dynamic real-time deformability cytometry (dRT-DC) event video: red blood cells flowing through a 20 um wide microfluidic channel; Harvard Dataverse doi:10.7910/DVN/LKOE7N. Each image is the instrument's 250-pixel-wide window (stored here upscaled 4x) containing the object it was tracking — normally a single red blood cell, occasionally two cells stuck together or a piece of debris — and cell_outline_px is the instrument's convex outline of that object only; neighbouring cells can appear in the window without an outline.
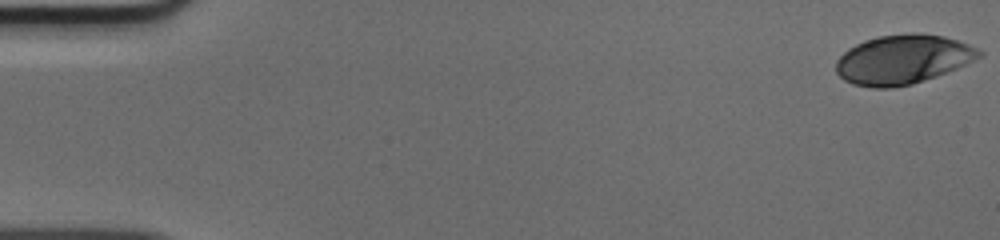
{"species": "human", "species_latin": "Homo sapiens", "temperature_condition": "cold", "stored_images_in_passage": 18, "camera_frame_rate_fps": 3000, "um_per_image_px": 0.085, "donor": {"sex": "male"}, "frame": {"image": 1, "passage_image": 1, "time_ms": 0.0, "image_size_px": [1000, 240], "cell_outline_px": [[984, 56], [956, 68], [936, 76], [912, 84], [892, 88], [872, 88], [852, 84], [844, 80], [836, 72], [836, 60], [848, 48], [864, 40], [876, 36], [912, 32], [920, 32], [944, 36], [968, 44], [984, 52]], "centroid_in_image_um": [76.73, 5.04], "position_along_channel_um": 8.3, "area_um2": 41.38}}
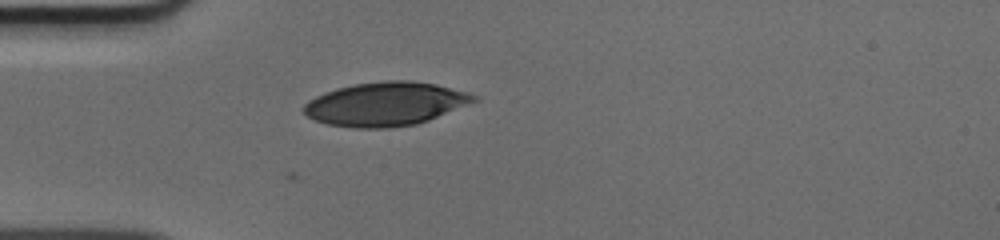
{"frame": {"image": 2, "passage_image": 15, "time_ms": 4.667, "image_size_px": [1000, 240], "cell_outline_px": [[480, 100], [428, 120], [416, 124], [388, 128], [356, 128], [328, 124], [316, 120], [308, 116], [300, 108], [308, 100], [324, 92], [336, 88], [356, 84], [388, 80], [412, 80], [436, 84], [468, 92], [476, 96]], "centroid_in_image_um": [32.77, 8.83], "position_along_channel_um": 52.2, "area_um2": 43.35}}